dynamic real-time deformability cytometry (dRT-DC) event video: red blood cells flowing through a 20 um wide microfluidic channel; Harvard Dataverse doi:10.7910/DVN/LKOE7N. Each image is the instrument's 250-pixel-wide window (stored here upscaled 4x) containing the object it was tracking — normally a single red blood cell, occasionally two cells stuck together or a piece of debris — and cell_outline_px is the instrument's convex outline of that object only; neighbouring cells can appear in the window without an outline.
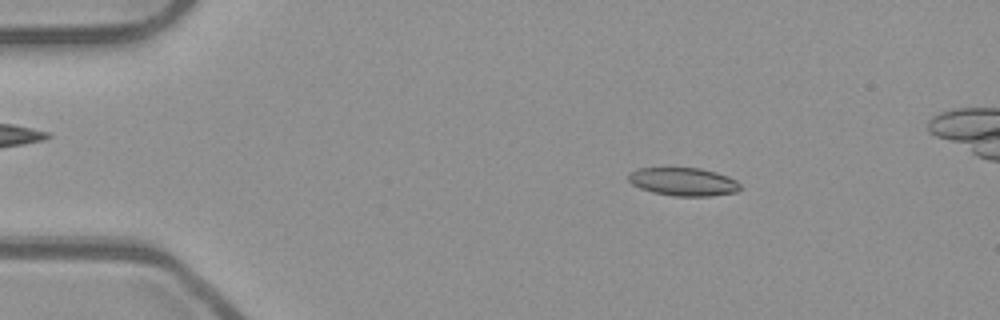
{"species": "common noctule bat (a hibernating species)", "species_latin": "Nyctalus noctula", "temperature_condition": "room temperature", "stored_images_in_passage": 53, "camera_frame_rate_fps": 3000, "um_per_image_px": 0.085, "animal": {"sex": "male", "body_mass_g": 23.1, "forearm_length_mm": 52.7}, "frame": {"image": 1, "passage_image": 9, "time_ms": 2.667, "image_size_px": [1000, 320], "cell_outline_px": [[740, 188], [736, 192], [712, 196], [676, 196], [652, 192], [640, 188], [632, 184], [628, 180], [628, 176], [636, 168], [700, 168], [716, 172], [728, 176], [736, 180], [740, 184]], "centroid_in_image_um": [58.09, 15.45], "position_along_channel_um": 26.9, "area_um2": 18.32}}
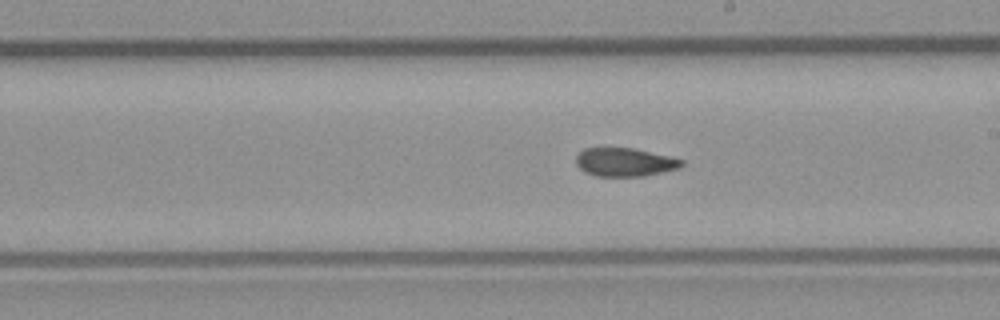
{"frame": {"image": 2, "passage_image": 30, "time_ms": 9.667, "image_size_px": [1000, 320], "cell_outline_px": [[684, 164], [680, 168], [644, 176], [596, 176], [584, 172], [576, 164], [576, 156], [584, 148], [632, 148], [668, 156], [684, 160]], "centroid_in_image_um": [53.1, 13.79], "position_along_channel_um": 235.9, "area_um2": 17.46}}
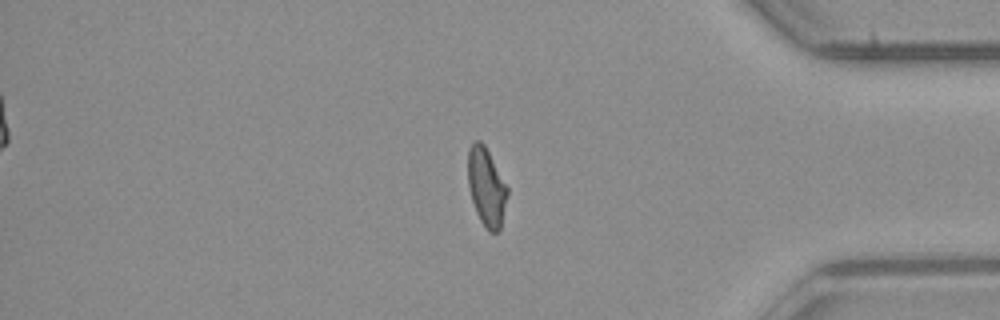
{"frame": {"image": 3, "passage_image": 44, "time_ms": 14.333, "image_size_px": [1000, 320], "cell_outline_px": [[508, 196], [500, 228], [496, 232], [488, 232], [480, 220], [476, 212], [472, 200], [468, 184], [468, 148], [476, 140], [480, 140], [484, 144], [508, 188]], "centroid_in_image_um": [41.34, 15.9], "position_along_channel_um": 393.9, "area_um2": 17.86}, "authors_computed_cell_mechanics": {"area_um2": 18.3226, "velocity_mm_per_s": 3.9501, "shape_relaxation_time_tau1_ms": null, "shape_relaxation_time_tau2_ms": 3.1608, "deformation_change_tau1": null, "deformation_change_tau2": 0.0954}}